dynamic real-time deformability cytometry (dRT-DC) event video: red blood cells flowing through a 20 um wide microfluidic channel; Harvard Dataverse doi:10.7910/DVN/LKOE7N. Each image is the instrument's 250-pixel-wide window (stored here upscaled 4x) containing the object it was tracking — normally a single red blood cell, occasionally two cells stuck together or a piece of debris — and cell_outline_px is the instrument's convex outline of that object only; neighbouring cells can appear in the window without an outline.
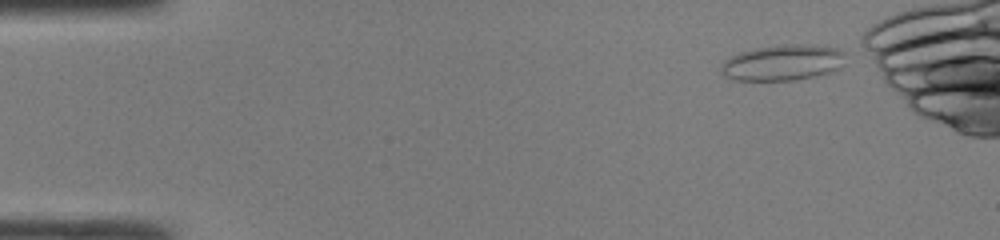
{"species": "common noctule bat (a hibernating species)", "species_latin": "Nyctalus noctula", "temperature_condition": "room temperature", "stored_images_in_passage": 16, "camera_frame_rate_fps": 3000, "um_per_image_px": 0.085, "animal": {"sex": "male", "body_mass_g": 19.0, "forearm_length_mm": 50.8}, "frame": {"image": 1, "passage_image": 1, "time_ms": 0.0, "image_size_px": [1000, 240], "cell_outline_px": [[844, 52], [840, 68], [816, 76], [796, 80], [736, 80], [724, 76], [720, 72], [720, 68], [724, 60], [740, 52], [756, 48], [784, 44], [836, 48]], "centroid_in_image_um": [66.47, 5.34], "position_along_channel_um": 18.5, "area_um2": 25.49}}
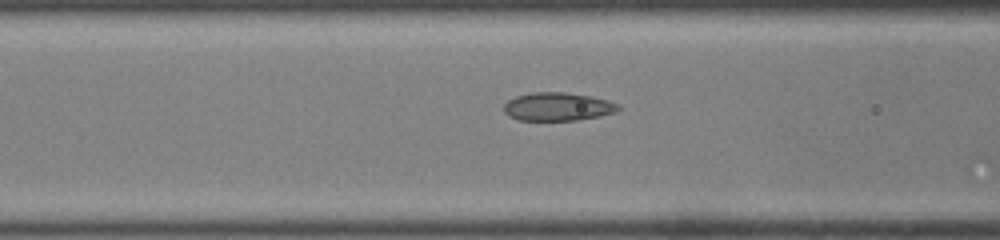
{"frame": {"image": 2, "passage_image": 15, "time_ms": 4.667, "image_size_px": [1000, 240], "cell_outline_px": [[620, 108], [616, 112], [600, 116], [576, 120], [520, 120], [508, 116], [504, 112], [504, 104], [508, 100], [516, 96], [532, 92], [564, 92], [592, 96], [608, 100], [616, 104]], "centroid_in_image_um": [47.39, 9.06], "position_along_channel_um": 119.2, "area_um2": 18.84}}